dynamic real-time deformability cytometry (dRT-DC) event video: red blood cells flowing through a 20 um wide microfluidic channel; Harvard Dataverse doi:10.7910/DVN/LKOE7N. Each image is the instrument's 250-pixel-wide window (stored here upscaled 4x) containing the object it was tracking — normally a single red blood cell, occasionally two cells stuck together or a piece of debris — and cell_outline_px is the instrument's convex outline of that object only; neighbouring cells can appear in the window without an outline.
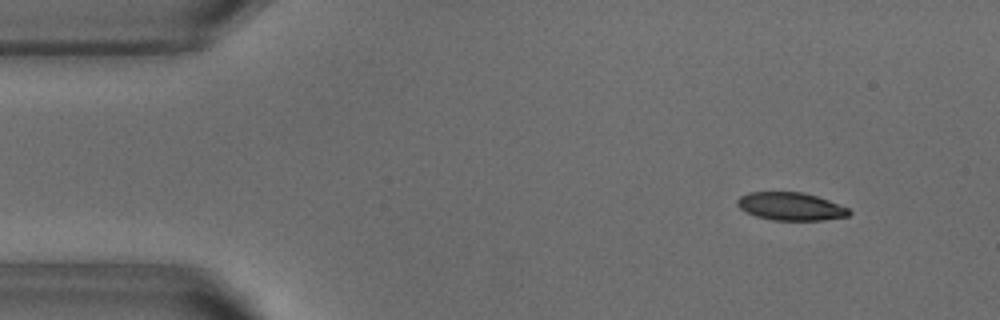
{"species": "common noctule bat (a hibernating species)", "species_latin": "Nyctalus noctula", "temperature_condition": "warm", "stored_images_in_passage": 49, "camera_frame_rate_fps": 3000, "um_per_image_px": 0.085, "animal": {"sex": "male", "body_mass_g": 18.8}, "frame": {"image": 1, "passage_image": 2, "time_ms": 0.333, "image_size_px": [1000, 320], "cell_outline_px": [[852, 212], [848, 216], [824, 220], [772, 220], [756, 216], [740, 208], [736, 204], [736, 200], [740, 196], [748, 192], [804, 192], [828, 200], [848, 208]], "centroid_in_image_um": [67.2, 17.54], "position_along_channel_um": 17.8, "area_um2": 18.15}}
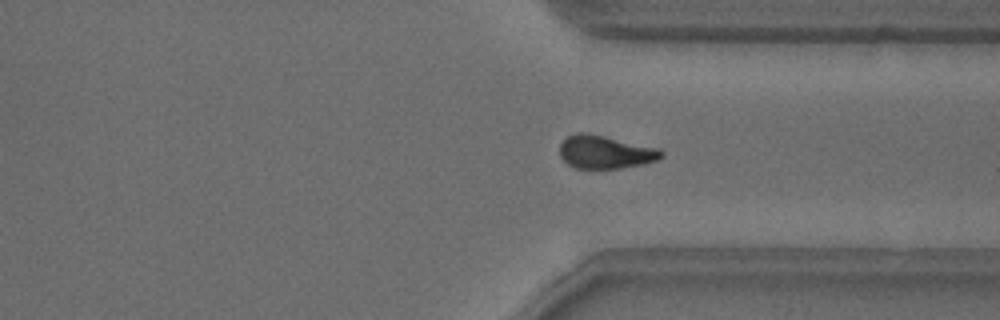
{"frame": {"image": 2, "passage_image": 35, "time_ms": 11.333, "image_size_px": [1000, 320], "cell_outline_px": [[664, 156], [656, 160], [644, 164], [620, 168], [576, 168], [568, 164], [560, 156], [560, 144], [568, 136], [576, 132], [588, 132], [660, 148], [664, 152]], "centroid_in_image_um": [51.47, 12.91], "position_along_channel_um": 359.9, "area_um2": 19.77}}
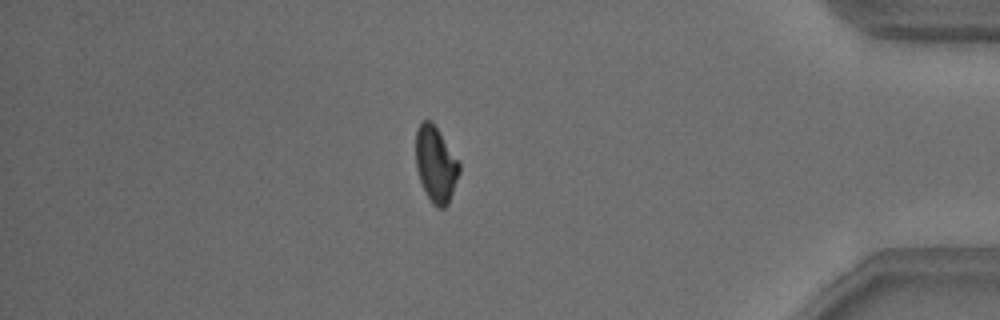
{"frame": {"image": 3, "passage_image": 41, "time_ms": 13.333, "image_size_px": [1000, 320], "cell_outline_px": [[460, 172], [448, 204], [444, 208], [436, 208], [432, 204], [420, 180], [416, 168], [416, 128], [424, 120], [432, 120], [460, 160]], "centroid_in_image_um": [37.06, 13.94], "position_along_channel_um": 398.1, "area_um2": 19.48}, "authors_computed_cell_mechanics": {"area_um2": 19.7676, "velocity_mm_per_s": 3.8525, "shape_relaxation_time_tau1_ms": 4.6405, "shape_relaxation_time_tau2_ms": 8.7338, "deformation_change_tau1": 0.1278, "deformation_change_tau2": 0.142}}